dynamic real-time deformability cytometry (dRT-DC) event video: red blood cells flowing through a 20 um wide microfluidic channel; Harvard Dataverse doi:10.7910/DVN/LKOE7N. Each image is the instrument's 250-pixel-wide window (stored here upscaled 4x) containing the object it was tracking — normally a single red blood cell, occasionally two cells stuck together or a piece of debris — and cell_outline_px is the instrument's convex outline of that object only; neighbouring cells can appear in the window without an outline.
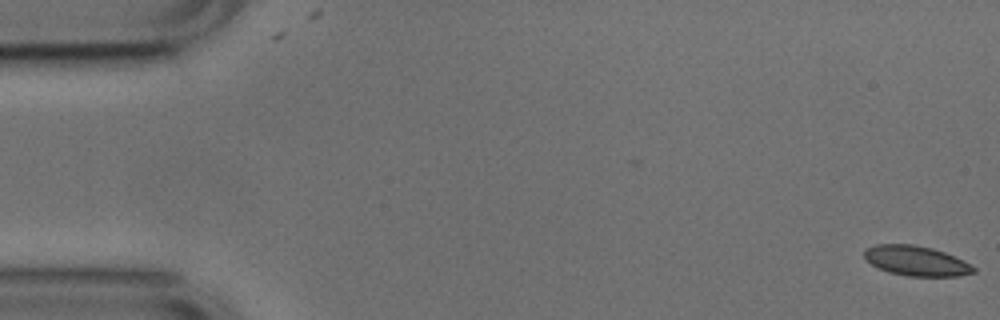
{"species": "common noctule bat (a hibernating species)", "species_latin": "Nyctalus noctula", "temperature_condition": "cold", "stored_images_in_passage": 53, "camera_frame_rate_fps": 3000, "um_per_image_px": 0.085, "animal": {"sex": "male", "body_mass_g": 17.9, "forearm_length_mm": 54.2}, "frame": {"image": 1, "passage_image": 1, "time_ms": 0.0, "image_size_px": [1000, 320], "cell_outline_px": [[976, 272], [956, 276], [908, 276], [888, 272], [872, 264], [864, 256], [864, 252], [868, 248], [876, 244], [912, 244], [932, 248], [944, 252], [964, 260], [976, 268]], "centroid_in_image_um": [77.91, 22.17], "position_along_channel_um": 7.1, "area_um2": 18.9}}
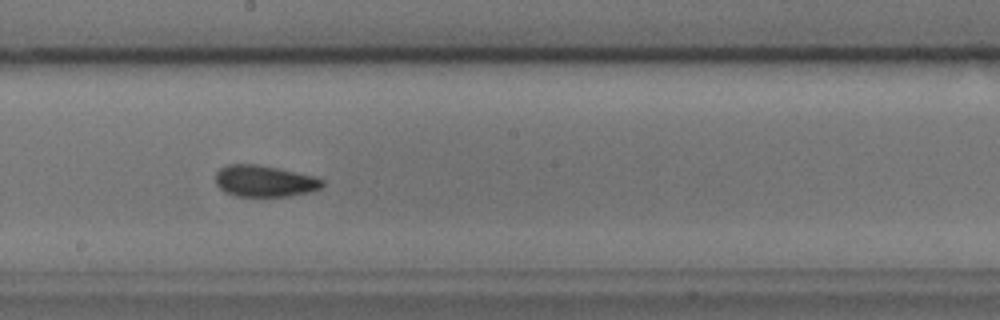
{"frame": {"image": 2, "passage_image": 29, "time_ms": 9.333, "image_size_px": [1000, 320], "cell_outline_px": [[324, 184], [320, 188], [308, 192], [288, 196], [236, 196], [224, 192], [216, 184], [216, 172], [220, 168], [228, 164], [256, 164], [276, 168], [312, 176], [324, 180]], "centroid_in_image_um": [22.44, 15.39], "position_along_channel_um": 225.8, "area_um2": 19.36}}
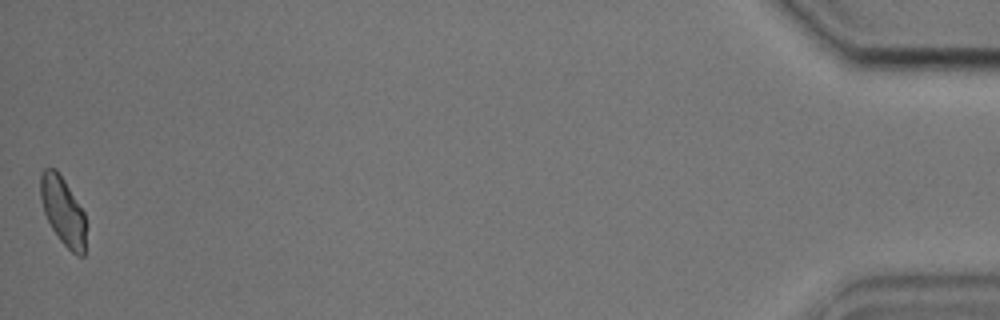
{"frame": {"image": 3, "passage_image": 53, "time_ms": 17.333, "image_size_px": [1000, 320], "cell_outline_px": [[88, 224], [84, 256], [76, 256], [60, 240], [52, 228], [44, 212], [40, 200], [40, 176], [44, 168], [56, 168], [64, 180], [84, 212]], "centroid_in_image_um": [5.39, 17.96], "position_along_channel_um": 429.8, "area_um2": 18.38}, "authors_computed_cell_mechanics": {"area_um2": 19.363, "velocity_mm_per_s": 3.7572, "shape_relaxation_time_tau1_ms": 2.0943, "shape_relaxation_time_tau2_ms": 1.9265, "deformation_change_tau1": 0.1022, "deformation_change_tau2": 0.0873}}